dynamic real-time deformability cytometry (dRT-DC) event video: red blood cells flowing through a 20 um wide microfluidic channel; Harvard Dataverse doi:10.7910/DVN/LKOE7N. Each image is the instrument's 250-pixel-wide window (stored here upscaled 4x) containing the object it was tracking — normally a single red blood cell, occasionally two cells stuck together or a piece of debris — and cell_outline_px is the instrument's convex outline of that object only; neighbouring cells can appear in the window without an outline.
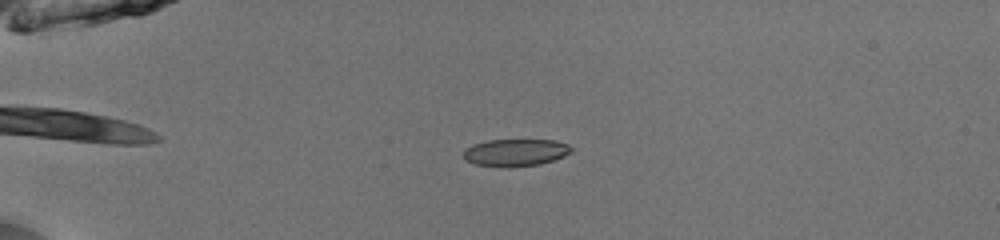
{"species": "common noctule bat (a hibernating species)", "species_latin": "Nyctalus noctula", "temperature_condition": "room temperature", "stored_images_in_passage": 40, "camera_frame_rate_fps": 3000, "um_per_image_px": 0.085, "animal": {"sex": "male", "body_mass_g": 13.0, "forearm_length_mm": 53.1}, "frame": {"image": 1, "passage_image": 3, "time_ms": 0.667, "image_size_px": [1000, 240], "cell_outline_px": [[572, 152], [564, 156], [540, 164], [476, 164], [468, 160], [464, 156], [464, 152], [472, 144], [488, 140], [556, 140], [568, 144], [572, 148]], "centroid_in_image_um": [43.9, 12.9], "position_along_channel_um": 41.1, "area_um2": 16.13}}
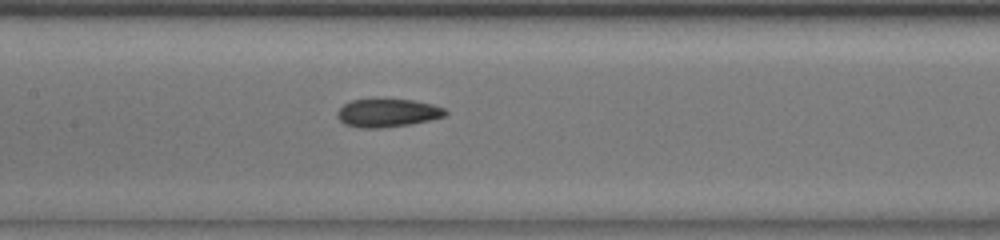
{"frame": {"image": 2, "passage_image": 16, "time_ms": 5.0, "image_size_px": [1000, 240], "cell_outline_px": [[448, 112], [444, 116], [428, 120], [408, 124], [380, 128], [360, 128], [344, 124], [340, 120], [336, 112], [344, 104], [352, 100], [412, 100], [432, 104], [444, 108]], "centroid_in_image_um": [32.92, 9.61], "position_along_channel_um": 174.5, "area_um2": 17.4}}
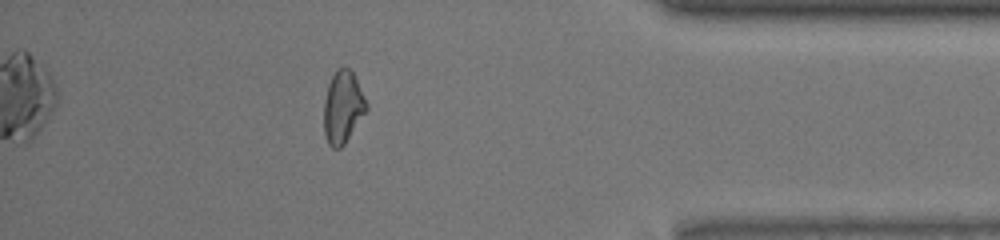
{"frame": {"image": 3, "passage_image": 35, "time_ms": 11.333, "image_size_px": [1000, 240], "cell_outline_px": [[368, 108], [344, 144], [340, 148], [332, 148], [328, 144], [324, 136], [324, 100], [328, 84], [336, 68], [344, 64], [352, 72], [368, 104]], "centroid_in_image_um": [29.12, 9.09], "position_along_channel_um": 406.1, "area_um2": 17.92}, "authors_computed_cell_mechanics": {"area_um2": 17.8024, "velocity_mm_per_s": 4.0512, "shape_relaxation_time_tau1_ms": 7.721, "shape_relaxation_time_tau2_ms": 1.8526, "deformation_change_tau1": 0.1926, "deformation_change_tau2": 0.0706}}